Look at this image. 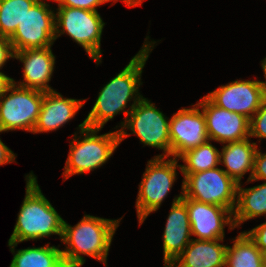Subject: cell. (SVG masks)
<instances>
[{
  "label": "cell",
  "instance_id": "26",
  "mask_svg": "<svg viewBox=\"0 0 266 267\" xmlns=\"http://www.w3.org/2000/svg\"><path fill=\"white\" fill-rule=\"evenodd\" d=\"M51 1V0H50ZM57 2V6H64V7H73V8H81L87 9L91 11H98L97 7L100 5L113 1L116 3L118 0H52Z\"/></svg>",
  "mask_w": 266,
  "mask_h": 267
},
{
  "label": "cell",
  "instance_id": "2",
  "mask_svg": "<svg viewBox=\"0 0 266 267\" xmlns=\"http://www.w3.org/2000/svg\"><path fill=\"white\" fill-rule=\"evenodd\" d=\"M123 217L106 219L85 214L75 226L65 220L61 250L66 267H81L85 263L82 255L90 256L107 266V256L116 229Z\"/></svg>",
  "mask_w": 266,
  "mask_h": 267
},
{
  "label": "cell",
  "instance_id": "1",
  "mask_svg": "<svg viewBox=\"0 0 266 267\" xmlns=\"http://www.w3.org/2000/svg\"><path fill=\"white\" fill-rule=\"evenodd\" d=\"M150 37L146 36L145 42L139 52L131 58L130 62L122 71L116 74L104 87L100 90L96 102L91 111L85 118L86 127L102 129L103 126L114 118L115 115L124 113L125 119L115 128L122 127L126 121L128 114L134 106L143 98L139 92L142 84V72L152 52L156 41H149ZM133 101L132 105L127 103ZM125 108H128L125 110Z\"/></svg>",
  "mask_w": 266,
  "mask_h": 267
},
{
  "label": "cell",
  "instance_id": "30",
  "mask_svg": "<svg viewBox=\"0 0 266 267\" xmlns=\"http://www.w3.org/2000/svg\"><path fill=\"white\" fill-rule=\"evenodd\" d=\"M1 133V132H0ZM16 154L2 142L0 138V166L13 163L16 159Z\"/></svg>",
  "mask_w": 266,
  "mask_h": 267
},
{
  "label": "cell",
  "instance_id": "34",
  "mask_svg": "<svg viewBox=\"0 0 266 267\" xmlns=\"http://www.w3.org/2000/svg\"><path fill=\"white\" fill-rule=\"evenodd\" d=\"M263 261H264V266L266 267V250L263 251Z\"/></svg>",
  "mask_w": 266,
  "mask_h": 267
},
{
  "label": "cell",
  "instance_id": "4",
  "mask_svg": "<svg viewBox=\"0 0 266 267\" xmlns=\"http://www.w3.org/2000/svg\"><path fill=\"white\" fill-rule=\"evenodd\" d=\"M77 132L70 143L68 158L65 162L64 180L72 175L84 174L103 166L119 145V133L97 135L101 129L86 127L85 121L78 125Z\"/></svg>",
  "mask_w": 266,
  "mask_h": 267
},
{
  "label": "cell",
  "instance_id": "3",
  "mask_svg": "<svg viewBox=\"0 0 266 267\" xmlns=\"http://www.w3.org/2000/svg\"><path fill=\"white\" fill-rule=\"evenodd\" d=\"M26 193L8 242L21 243L63 234V218L41 192L31 171L25 176Z\"/></svg>",
  "mask_w": 266,
  "mask_h": 267
},
{
  "label": "cell",
  "instance_id": "14",
  "mask_svg": "<svg viewBox=\"0 0 266 267\" xmlns=\"http://www.w3.org/2000/svg\"><path fill=\"white\" fill-rule=\"evenodd\" d=\"M187 207L191 235L197 240L224 239L225 226L235 229L233 212L228 208L208 203H201L189 198L181 199Z\"/></svg>",
  "mask_w": 266,
  "mask_h": 267
},
{
  "label": "cell",
  "instance_id": "6",
  "mask_svg": "<svg viewBox=\"0 0 266 267\" xmlns=\"http://www.w3.org/2000/svg\"><path fill=\"white\" fill-rule=\"evenodd\" d=\"M170 119L166 117L154 103L142 98L128 114L124 125L118 129L119 144L135 134L144 146L163 150L157 157H170ZM132 131L128 133L127 130Z\"/></svg>",
  "mask_w": 266,
  "mask_h": 267
},
{
  "label": "cell",
  "instance_id": "32",
  "mask_svg": "<svg viewBox=\"0 0 266 267\" xmlns=\"http://www.w3.org/2000/svg\"><path fill=\"white\" fill-rule=\"evenodd\" d=\"M121 2H124L126 4L127 7L131 8V7H136V6H141L142 2L144 0H118Z\"/></svg>",
  "mask_w": 266,
  "mask_h": 267
},
{
  "label": "cell",
  "instance_id": "7",
  "mask_svg": "<svg viewBox=\"0 0 266 267\" xmlns=\"http://www.w3.org/2000/svg\"><path fill=\"white\" fill-rule=\"evenodd\" d=\"M166 158L155 156L147 161L135 204L140 226L149 214L160 208L176 181V169L179 168L181 171L179 159L171 156L168 160Z\"/></svg>",
  "mask_w": 266,
  "mask_h": 267
},
{
  "label": "cell",
  "instance_id": "10",
  "mask_svg": "<svg viewBox=\"0 0 266 267\" xmlns=\"http://www.w3.org/2000/svg\"><path fill=\"white\" fill-rule=\"evenodd\" d=\"M38 0L25 14L9 38L14 52L52 47L55 42V12L50 4Z\"/></svg>",
  "mask_w": 266,
  "mask_h": 267
},
{
  "label": "cell",
  "instance_id": "12",
  "mask_svg": "<svg viewBox=\"0 0 266 267\" xmlns=\"http://www.w3.org/2000/svg\"><path fill=\"white\" fill-rule=\"evenodd\" d=\"M206 97L216 106L251 119L266 99L260 80H235L221 85Z\"/></svg>",
  "mask_w": 266,
  "mask_h": 267
},
{
  "label": "cell",
  "instance_id": "27",
  "mask_svg": "<svg viewBox=\"0 0 266 267\" xmlns=\"http://www.w3.org/2000/svg\"><path fill=\"white\" fill-rule=\"evenodd\" d=\"M258 180H264L266 182V153H262L259 149H257L255 154L251 180L246 183Z\"/></svg>",
  "mask_w": 266,
  "mask_h": 267
},
{
  "label": "cell",
  "instance_id": "19",
  "mask_svg": "<svg viewBox=\"0 0 266 267\" xmlns=\"http://www.w3.org/2000/svg\"><path fill=\"white\" fill-rule=\"evenodd\" d=\"M250 139L226 143L220 152V164L227 168L223 170L237 183H242L241 179L247 172H250L247 181L251 180L258 145Z\"/></svg>",
  "mask_w": 266,
  "mask_h": 267
},
{
  "label": "cell",
  "instance_id": "17",
  "mask_svg": "<svg viewBox=\"0 0 266 267\" xmlns=\"http://www.w3.org/2000/svg\"><path fill=\"white\" fill-rule=\"evenodd\" d=\"M86 99L63 98L57 91L44 92V99L40 108L38 120L33 129V134L56 131L68 123Z\"/></svg>",
  "mask_w": 266,
  "mask_h": 267
},
{
  "label": "cell",
  "instance_id": "24",
  "mask_svg": "<svg viewBox=\"0 0 266 267\" xmlns=\"http://www.w3.org/2000/svg\"><path fill=\"white\" fill-rule=\"evenodd\" d=\"M38 0H0V36L10 38Z\"/></svg>",
  "mask_w": 266,
  "mask_h": 267
},
{
  "label": "cell",
  "instance_id": "21",
  "mask_svg": "<svg viewBox=\"0 0 266 267\" xmlns=\"http://www.w3.org/2000/svg\"><path fill=\"white\" fill-rule=\"evenodd\" d=\"M266 216V182L251 188H242L238 183L237 201L233 211L235 227L252 218Z\"/></svg>",
  "mask_w": 266,
  "mask_h": 267
},
{
  "label": "cell",
  "instance_id": "28",
  "mask_svg": "<svg viewBox=\"0 0 266 267\" xmlns=\"http://www.w3.org/2000/svg\"><path fill=\"white\" fill-rule=\"evenodd\" d=\"M261 252L266 250V221L251 229L244 231Z\"/></svg>",
  "mask_w": 266,
  "mask_h": 267
},
{
  "label": "cell",
  "instance_id": "11",
  "mask_svg": "<svg viewBox=\"0 0 266 267\" xmlns=\"http://www.w3.org/2000/svg\"><path fill=\"white\" fill-rule=\"evenodd\" d=\"M181 108L170 119V156L179 159L184 153L207 141L206 120L201 107Z\"/></svg>",
  "mask_w": 266,
  "mask_h": 267
},
{
  "label": "cell",
  "instance_id": "25",
  "mask_svg": "<svg viewBox=\"0 0 266 267\" xmlns=\"http://www.w3.org/2000/svg\"><path fill=\"white\" fill-rule=\"evenodd\" d=\"M249 137L259 138V141L266 139V99L250 119Z\"/></svg>",
  "mask_w": 266,
  "mask_h": 267
},
{
  "label": "cell",
  "instance_id": "22",
  "mask_svg": "<svg viewBox=\"0 0 266 267\" xmlns=\"http://www.w3.org/2000/svg\"><path fill=\"white\" fill-rule=\"evenodd\" d=\"M227 247L226 267H264L263 252L243 231Z\"/></svg>",
  "mask_w": 266,
  "mask_h": 267
},
{
  "label": "cell",
  "instance_id": "29",
  "mask_svg": "<svg viewBox=\"0 0 266 267\" xmlns=\"http://www.w3.org/2000/svg\"><path fill=\"white\" fill-rule=\"evenodd\" d=\"M9 58H14V50L11 41L7 37L0 36V70Z\"/></svg>",
  "mask_w": 266,
  "mask_h": 267
},
{
  "label": "cell",
  "instance_id": "16",
  "mask_svg": "<svg viewBox=\"0 0 266 267\" xmlns=\"http://www.w3.org/2000/svg\"><path fill=\"white\" fill-rule=\"evenodd\" d=\"M14 59L22 62L23 81L14 84L43 92L54 91L49 82L55 67V55L51 47L26 49L14 52Z\"/></svg>",
  "mask_w": 266,
  "mask_h": 267
},
{
  "label": "cell",
  "instance_id": "5",
  "mask_svg": "<svg viewBox=\"0 0 266 267\" xmlns=\"http://www.w3.org/2000/svg\"><path fill=\"white\" fill-rule=\"evenodd\" d=\"M56 10L55 40L67 34L97 65L101 64V36L105 23L98 11L64 6H58Z\"/></svg>",
  "mask_w": 266,
  "mask_h": 267
},
{
  "label": "cell",
  "instance_id": "23",
  "mask_svg": "<svg viewBox=\"0 0 266 267\" xmlns=\"http://www.w3.org/2000/svg\"><path fill=\"white\" fill-rule=\"evenodd\" d=\"M219 157L220 151L209 140L179 158L184 163L181 165V173H197L216 168L220 166Z\"/></svg>",
  "mask_w": 266,
  "mask_h": 267
},
{
  "label": "cell",
  "instance_id": "13",
  "mask_svg": "<svg viewBox=\"0 0 266 267\" xmlns=\"http://www.w3.org/2000/svg\"><path fill=\"white\" fill-rule=\"evenodd\" d=\"M197 104L204 114L210 141L226 144L250 138L249 118L216 106L206 96Z\"/></svg>",
  "mask_w": 266,
  "mask_h": 267
},
{
  "label": "cell",
  "instance_id": "33",
  "mask_svg": "<svg viewBox=\"0 0 266 267\" xmlns=\"http://www.w3.org/2000/svg\"><path fill=\"white\" fill-rule=\"evenodd\" d=\"M261 67L263 69L264 78L266 79V57L261 61ZM266 92V81H260Z\"/></svg>",
  "mask_w": 266,
  "mask_h": 267
},
{
  "label": "cell",
  "instance_id": "20",
  "mask_svg": "<svg viewBox=\"0 0 266 267\" xmlns=\"http://www.w3.org/2000/svg\"><path fill=\"white\" fill-rule=\"evenodd\" d=\"M18 243L8 242L13 259L9 267H66L62 252L50 243L41 247H28L15 251Z\"/></svg>",
  "mask_w": 266,
  "mask_h": 267
},
{
  "label": "cell",
  "instance_id": "9",
  "mask_svg": "<svg viewBox=\"0 0 266 267\" xmlns=\"http://www.w3.org/2000/svg\"><path fill=\"white\" fill-rule=\"evenodd\" d=\"M43 99V91L13 84L0 98V132L17 129L32 133Z\"/></svg>",
  "mask_w": 266,
  "mask_h": 267
},
{
  "label": "cell",
  "instance_id": "18",
  "mask_svg": "<svg viewBox=\"0 0 266 267\" xmlns=\"http://www.w3.org/2000/svg\"><path fill=\"white\" fill-rule=\"evenodd\" d=\"M223 239H192L168 267H226L227 245Z\"/></svg>",
  "mask_w": 266,
  "mask_h": 267
},
{
  "label": "cell",
  "instance_id": "15",
  "mask_svg": "<svg viewBox=\"0 0 266 267\" xmlns=\"http://www.w3.org/2000/svg\"><path fill=\"white\" fill-rule=\"evenodd\" d=\"M181 193L173 199L166 221L163 238L164 266L168 267L193 239L189 214L183 198V181Z\"/></svg>",
  "mask_w": 266,
  "mask_h": 267
},
{
  "label": "cell",
  "instance_id": "8",
  "mask_svg": "<svg viewBox=\"0 0 266 267\" xmlns=\"http://www.w3.org/2000/svg\"><path fill=\"white\" fill-rule=\"evenodd\" d=\"M183 198L228 208L237 201L238 183L219 167L197 173H182Z\"/></svg>",
  "mask_w": 266,
  "mask_h": 267
},
{
  "label": "cell",
  "instance_id": "31",
  "mask_svg": "<svg viewBox=\"0 0 266 267\" xmlns=\"http://www.w3.org/2000/svg\"><path fill=\"white\" fill-rule=\"evenodd\" d=\"M14 84V79L0 72V98L8 91Z\"/></svg>",
  "mask_w": 266,
  "mask_h": 267
}]
</instances>
